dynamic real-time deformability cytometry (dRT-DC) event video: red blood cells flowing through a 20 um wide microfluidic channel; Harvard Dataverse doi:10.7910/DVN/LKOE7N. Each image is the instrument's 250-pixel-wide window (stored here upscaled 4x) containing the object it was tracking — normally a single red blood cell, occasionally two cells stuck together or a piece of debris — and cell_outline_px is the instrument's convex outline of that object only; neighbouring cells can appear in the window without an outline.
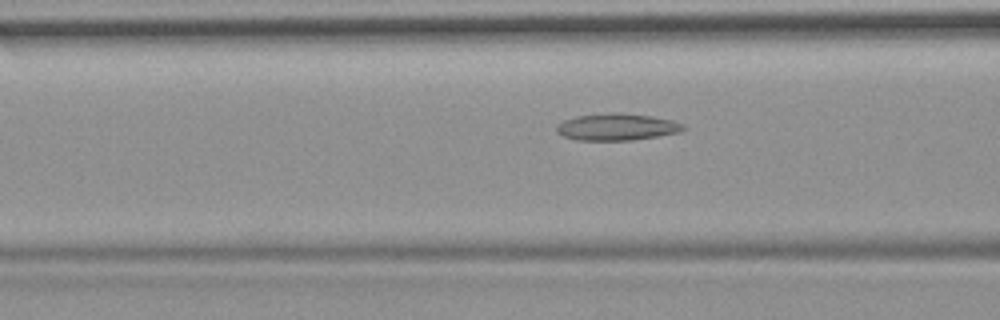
{"species": "common noctule bat (a hibernating species)", "species_latin": "Nyctalus noctula", "temperature_condition": "room temperature", "stored_images_in_passage": 54, "camera_frame_rate_fps": 3000, "um_per_image_px": 0.085, "animal": {"sex": "female", "body_mass_g": 19.9}, "frame": {"image": 1, "passage_image": 21, "time_ms": 6.667, "image_size_px": [1000, 320], "cell_outline_px": [[688, 128], [680, 132], [632, 140], [576, 140], [564, 136], [556, 132], [556, 124], [564, 120], [576, 116], [612, 112], [616, 112], [652, 116], [672, 120], [684, 124]], "centroid_in_image_um": [52.44, 10.78], "position_along_channel_um": 114.2, "area_um2": 19.94}}
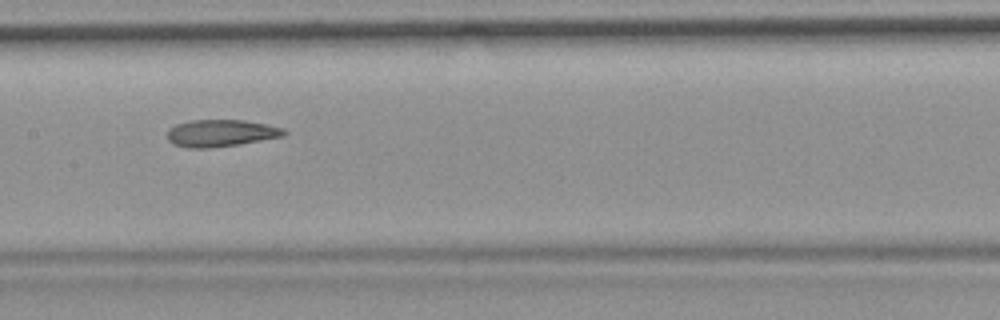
{"frame": {"image": 2, "passage_image": 27, "time_ms": 8.667, "image_size_px": [1000, 320], "cell_outline_px": [[288, 132], [284, 136], [240, 144], [212, 148], [188, 148], [172, 144], [168, 140], [168, 128], [176, 124], [192, 120], [244, 120], [284, 128]], "centroid_in_image_um": [18.76, 11.32], "position_along_channel_um": 188.6, "area_um2": 18.5}}
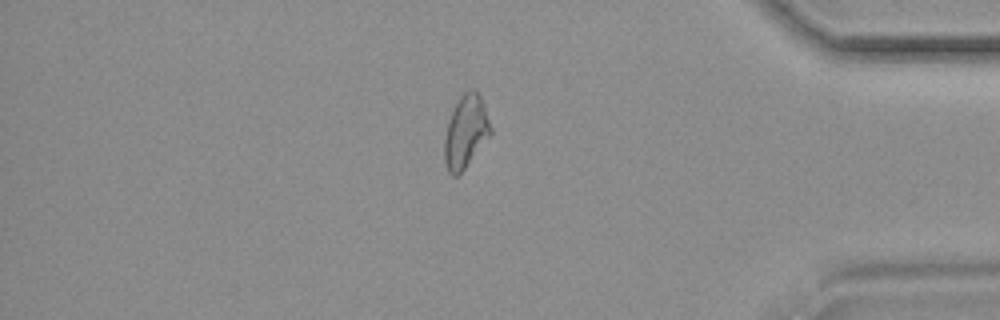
{"frame": {"image": 3, "passage_image": 46, "time_ms": 15.0, "image_size_px": [1000, 320], "cell_outline_px": [[492, 132], [464, 168], [456, 176], [452, 176], [448, 172], [444, 160], [444, 140], [448, 120], [460, 96], [468, 88], [472, 88], [480, 96], [492, 128]], "centroid_in_image_um": [39.57, 11.18], "position_along_channel_um": 395.6, "area_um2": 19.19}, "authors_computed_cell_mechanics": {"area_um2": 19.8832, "velocity_mm_per_s": 3.7322, "shape_relaxation_time_tau1_ms": null, "shape_relaxation_time_tau2_ms": 6.1684, "deformation_change_tau1": null, "deformation_change_tau2": 0.1564}}